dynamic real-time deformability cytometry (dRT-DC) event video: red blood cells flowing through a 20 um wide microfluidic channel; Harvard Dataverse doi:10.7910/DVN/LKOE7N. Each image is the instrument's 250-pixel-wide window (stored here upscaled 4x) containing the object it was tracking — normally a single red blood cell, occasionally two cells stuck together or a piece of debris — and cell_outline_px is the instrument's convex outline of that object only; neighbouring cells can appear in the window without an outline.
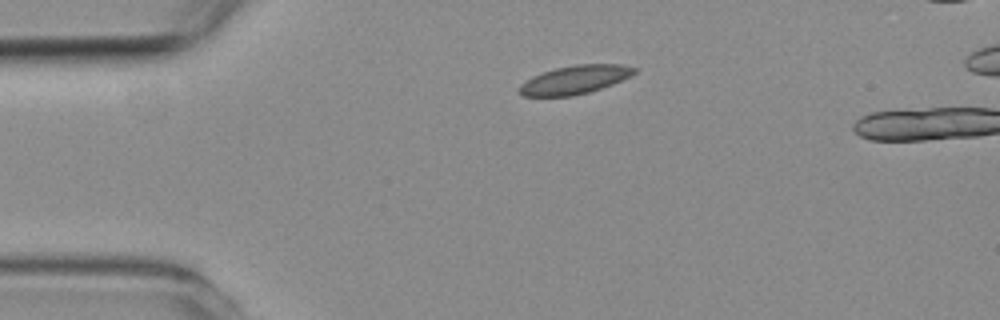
{"species": "common noctule bat (a hibernating species)", "species_latin": "Nyctalus noctula", "temperature_condition": "room temperature", "stored_images_in_passage": 2, "camera_frame_rate_fps": 3000, "um_per_image_px": 0.085, "animal": {"sex": "female", "body_mass_g": 19.3, "forearm_length_mm": 54.1}, "frame": {"image": 1, "passage_image": 1, "time_ms": 0.0, "image_size_px": [1000, 320], "cell_outline_px": [[640, 68], [632, 76], [612, 84], [588, 92], [572, 96], [524, 96], [516, 88], [520, 84], [532, 76], [556, 68], [576, 64], [620, 64]], "centroid_in_image_um": [48.88, 6.77], "position_along_channel_um": 36.1, "area_um2": 19.13}}